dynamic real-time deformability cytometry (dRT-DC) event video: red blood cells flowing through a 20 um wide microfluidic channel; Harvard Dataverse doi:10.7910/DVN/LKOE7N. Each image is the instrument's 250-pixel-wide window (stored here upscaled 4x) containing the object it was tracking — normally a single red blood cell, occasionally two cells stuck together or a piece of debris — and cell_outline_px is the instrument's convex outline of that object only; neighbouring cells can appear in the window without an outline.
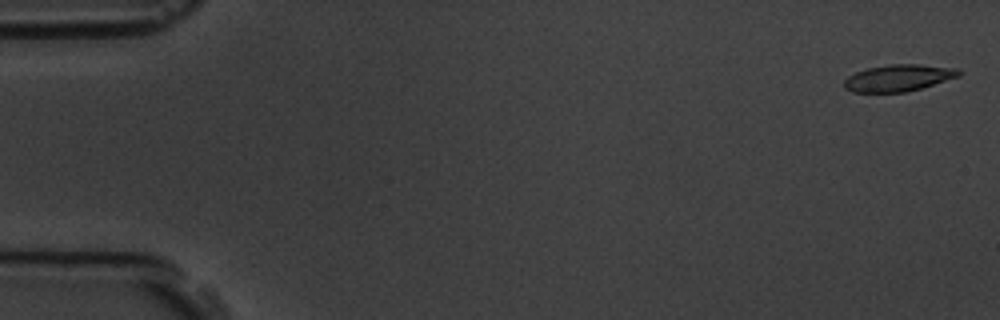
{"species": "common noctule bat (a hibernating species)", "species_latin": "Nyctalus noctula", "temperature_condition": "room temperature", "stored_images_in_passage": 13, "camera_frame_rate_fps": 3000, "um_per_image_px": 0.085, "animal": {"sex": "male", "body_mass_g": 19.5, "forearm_length_mm": 54.6}, "frame": {"image": 1, "passage_image": 1, "time_ms": 0.0, "image_size_px": [1000, 320], "cell_outline_px": [[964, 72], [960, 76], [920, 88], [904, 92], [852, 92], [844, 88], [844, 80], [848, 76], [856, 72], [868, 68], [888, 64], [920, 64], [956, 68]], "centroid_in_image_um": [76.38, 6.61], "position_along_channel_um": 8.6, "area_um2": 17.86}}
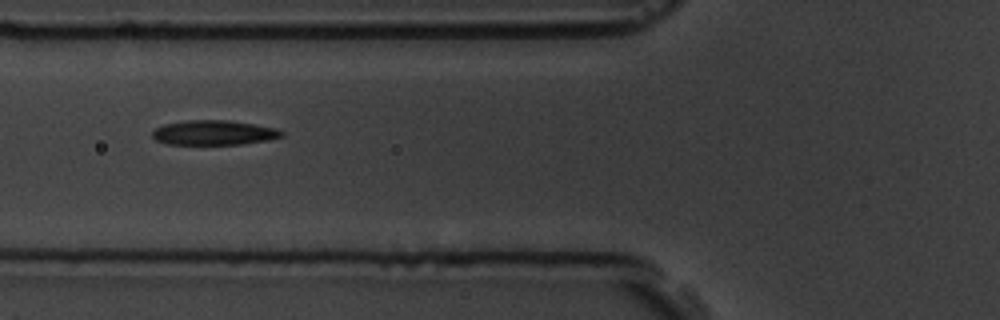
{"frame": {"image": 2, "passage_image": 6, "time_ms": 6.667, "image_size_px": [1000, 320], "cell_outline_px": [[284, 136], [268, 140], [240, 144], [168, 144], [156, 140], [152, 136], [152, 132], [156, 128], [164, 124], [188, 120], [228, 120], [276, 128], [284, 132]], "centroid_in_image_um": [18.18, 11.27], "position_along_channel_um": 107.6, "area_um2": 18.5}}
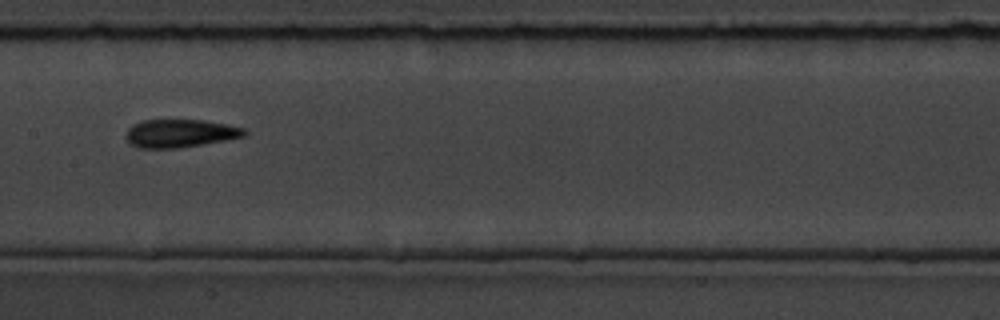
{"frame": {"image": 3, "passage_image": 8, "time_ms": 9.0, "image_size_px": [1000, 320], "cell_outline_px": [[248, 132], [244, 136], [224, 140], [176, 148], [140, 148], [132, 144], [124, 136], [128, 128], [132, 124], [140, 120], [204, 120], [244, 128]], "centroid_in_image_um": [15.26, 11.32], "position_along_channel_um": 192.1, "area_um2": 19.19}, "authors_computed_cell_mechanics": {"area_um2": 18.6116, "velocity_mm_per_s": 3.6225, "shape_relaxation_time_tau1_ms": 4.8827, "shape_relaxation_time_tau2_ms": 2.595, "deformation_change_tau1": 0.1463, "deformation_change_tau2": 0.0778}}